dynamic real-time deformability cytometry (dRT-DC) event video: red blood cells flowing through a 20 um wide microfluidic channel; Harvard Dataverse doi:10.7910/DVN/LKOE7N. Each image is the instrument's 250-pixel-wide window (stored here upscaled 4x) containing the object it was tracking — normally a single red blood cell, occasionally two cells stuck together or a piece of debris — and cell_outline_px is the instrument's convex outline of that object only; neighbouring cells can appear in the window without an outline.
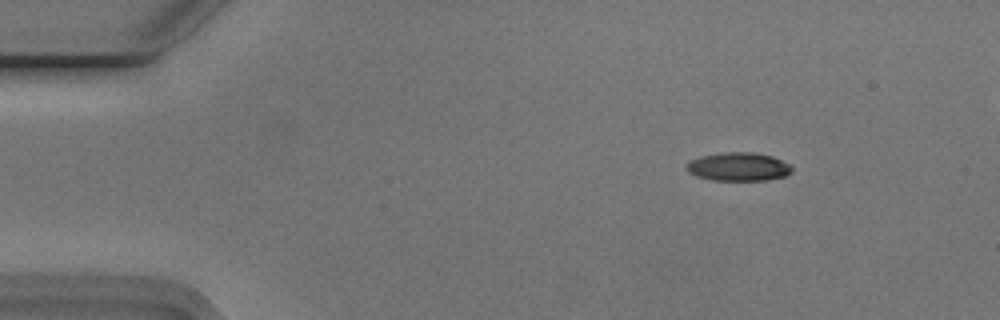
{"species": "Egyptian fruit bat (a non-hibernating species)", "species_latin": "Rousettus aegyptiacus", "temperature_condition": "cold", "stored_images_in_passage": 48, "camera_frame_rate_fps": 3000, "um_per_image_px": 0.085, "animal": {"sex": "male"}, "frame": {"image": 1, "passage_image": 1, "time_ms": 0.0, "image_size_px": [1000, 320], "cell_outline_px": [[792, 172], [784, 176], [768, 180], [712, 180], [696, 176], [688, 172], [684, 168], [692, 160], [700, 156], [724, 152], [752, 152], [772, 156], [788, 164], [792, 168]], "centroid_in_image_um": [62.75, 14.17], "position_along_channel_um": 22.3, "area_um2": 17.4}}
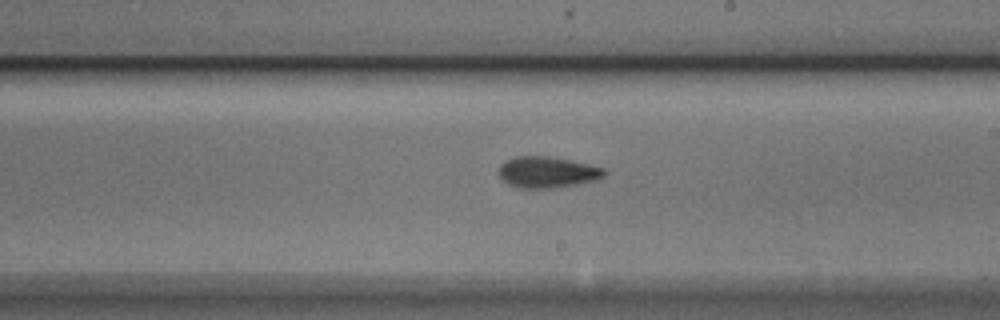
{"frame": {"image": 2, "passage_image": 25, "time_ms": 8.0, "image_size_px": [1000, 320], "cell_outline_px": [[604, 176], [596, 180], [556, 188], [516, 188], [508, 184], [500, 176], [500, 164], [504, 160], [516, 156], [548, 156], [588, 164], [604, 168]], "centroid_in_image_um": [46.49, 14.64], "position_along_channel_um": 242.5, "area_um2": 19.07}}
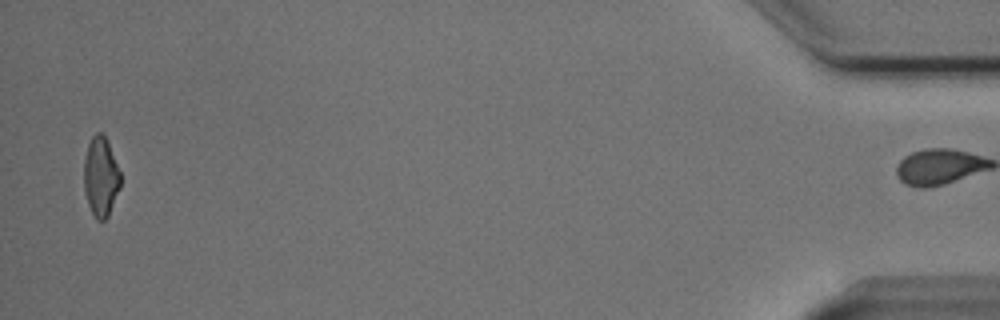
{"frame": {"image": 3, "passage_image": 47, "time_ms": 15.333, "image_size_px": [1000, 320], "cell_outline_px": [[120, 188], [108, 216], [104, 220], [96, 220], [88, 204], [84, 192], [84, 160], [88, 144], [92, 136], [96, 132], [100, 132], [104, 136], [108, 144], [120, 172]], "centroid_in_image_um": [8.55, 15.04], "position_along_channel_um": 426.6, "area_um2": 16.76}, "authors_computed_cell_mechanics": {"area_um2": 18.3226, "velocity_mm_per_s": 3.757, "shape_relaxation_time_tau1_ms": 5.5495, "shape_relaxation_time_tau2_ms": 3.4483, "deformation_change_tau1": 0.1869, "deformation_change_tau2": 0.1119}}